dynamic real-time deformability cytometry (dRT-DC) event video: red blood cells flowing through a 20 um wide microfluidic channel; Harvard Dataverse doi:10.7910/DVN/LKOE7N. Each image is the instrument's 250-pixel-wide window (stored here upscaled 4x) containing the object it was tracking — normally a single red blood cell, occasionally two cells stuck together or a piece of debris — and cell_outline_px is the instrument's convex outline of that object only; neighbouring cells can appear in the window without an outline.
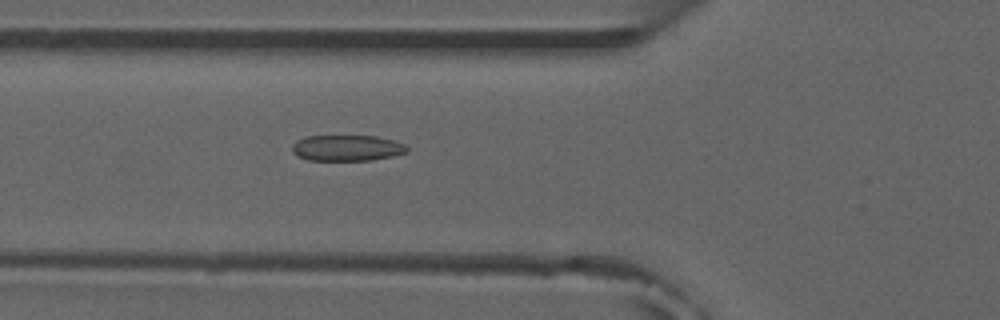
{"species": "common noctule bat (a hibernating species)", "species_latin": "Nyctalus noctula", "temperature_condition": "room temperature", "stored_images_in_passage": 48, "camera_frame_rate_fps": 3000, "um_per_image_px": 0.085, "animal": {"sex": "male", "forearm_length_mm": 52.5}, "frame": {"image": 1, "passage_image": 14, "time_ms": 4.333, "image_size_px": [1000, 320], "cell_outline_px": [[408, 152], [392, 156], [372, 160], [308, 160], [296, 156], [292, 152], [292, 144], [296, 140], [304, 136], [376, 136], [392, 140], [404, 144], [408, 148]], "centroid_in_image_um": [29.45, 12.58], "position_along_channel_um": 96.3, "area_um2": 17.46}, "authors_computed_cell_mechanics": {"area_um2": 17.629, "velocity_mm_per_s": 3.8599, "shape_relaxation_time_tau1_ms": null, "shape_relaxation_time_tau2_ms": 1.5049, "deformation_change_tau1": null, "deformation_change_tau2": 0.08}}